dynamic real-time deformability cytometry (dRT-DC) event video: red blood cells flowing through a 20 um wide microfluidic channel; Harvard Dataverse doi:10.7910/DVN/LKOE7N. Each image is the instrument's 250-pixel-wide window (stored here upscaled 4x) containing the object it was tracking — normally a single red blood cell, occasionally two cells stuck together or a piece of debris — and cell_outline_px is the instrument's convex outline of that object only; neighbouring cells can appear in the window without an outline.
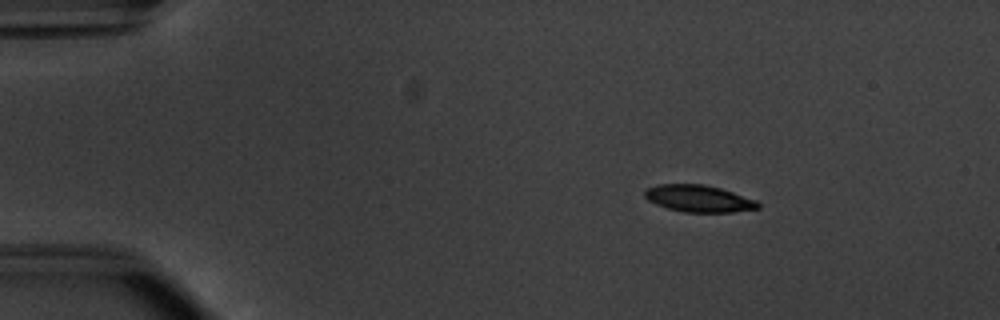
{"species": "common noctule bat (a hibernating species)", "species_latin": "Nyctalus noctula", "temperature_condition": "warm", "stored_images_in_passage": 48, "camera_frame_rate_fps": 3000, "um_per_image_px": 0.085, "animal": {"sex": "male", "body_mass_g": 20.1, "forearm_length_mm": 53.5}, "frame": {"image": 1, "passage_image": 3, "time_ms": 0.667, "image_size_px": [1000, 320], "cell_outline_px": [[760, 208], [732, 212], [684, 212], [668, 208], [656, 204], [648, 200], [644, 196], [644, 188], [660, 184], [704, 184], [720, 188], [756, 200], [760, 204]], "centroid_in_image_um": [59.37, 16.87], "position_along_channel_um": 25.6, "area_um2": 17.74}}
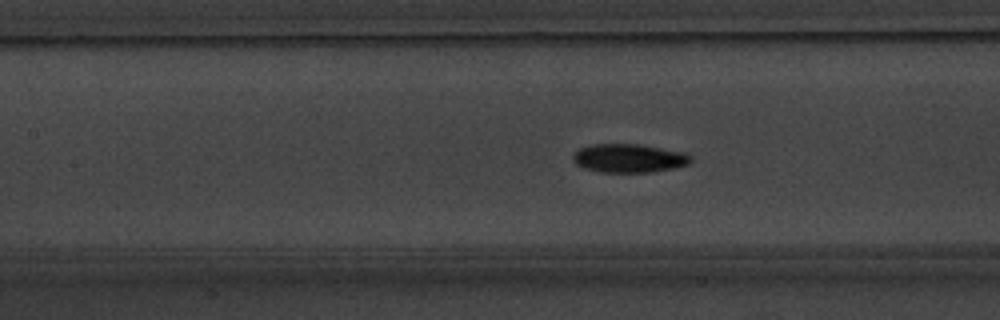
{"frame": {"image": 2, "passage_image": 19, "time_ms": 6.0, "image_size_px": [1000, 320], "cell_outline_px": [[692, 160], [688, 164], [672, 168], [652, 172], [600, 172], [584, 168], [576, 164], [572, 160], [572, 156], [580, 148], [592, 144], [640, 144], [684, 152], [692, 156]], "centroid_in_image_um": [53.46, 13.44], "position_along_channel_um": 153.9, "area_um2": 19.65}}
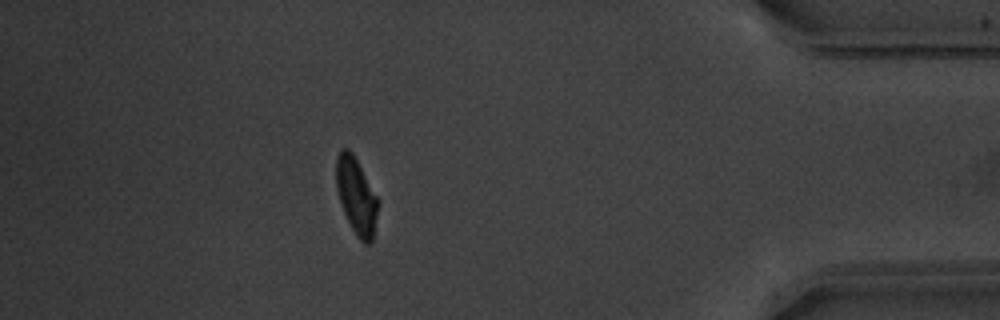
{"frame": {"image": 3, "passage_image": 42, "time_ms": 13.667, "image_size_px": [1000, 320], "cell_outline_px": [[380, 204], [372, 240], [368, 244], [364, 244], [356, 236], [344, 212], [336, 188], [336, 156], [340, 148], [348, 148], [352, 152], [380, 200]], "centroid_in_image_um": [30.31, 16.64], "position_along_channel_um": 404.9, "area_um2": 18.84}, "authors_computed_cell_mechanics": {"area_um2": 18.9295, "velocity_mm_per_s": 3.8134, "shape_relaxation_time_tau1_ms": 2.7767, "shape_relaxation_time_tau2_ms": 2.5049, "deformation_change_tau1": 0.1364, "deformation_change_tau2": 0.0769}}